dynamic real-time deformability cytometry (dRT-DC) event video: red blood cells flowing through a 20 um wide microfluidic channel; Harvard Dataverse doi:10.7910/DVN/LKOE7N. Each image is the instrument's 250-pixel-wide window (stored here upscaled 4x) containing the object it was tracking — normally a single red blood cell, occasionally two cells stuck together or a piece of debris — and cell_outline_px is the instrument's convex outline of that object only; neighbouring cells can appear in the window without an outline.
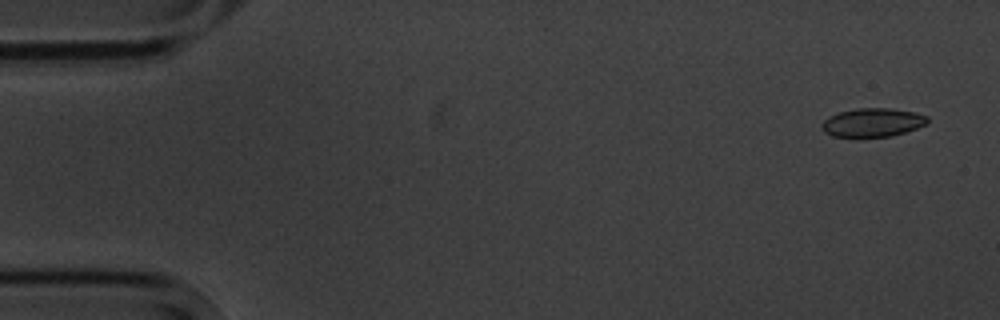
{"species": "common noctule bat (a hibernating species)", "species_latin": "Nyctalus noctula", "temperature_condition": "cold", "stored_images_in_passage": 4, "camera_frame_rate_fps": 3000, "um_per_image_px": 0.085, "animal": {"sex": "male", "body_mass_g": 20.1, "forearm_length_mm": 53.5}, "frame": {"image": 1, "passage_image": 1, "time_ms": 0.0, "image_size_px": [1000, 320], "cell_outline_px": [[928, 124], [892, 136], [860, 140], [832, 136], [824, 132], [820, 128], [820, 124], [828, 116], [840, 112], [856, 108], [888, 108], [916, 112], [928, 116]], "centroid_in_image_um": [74.12, 10.46], "position_along_channel_um": 10.9, "area_um2": 18.5}}
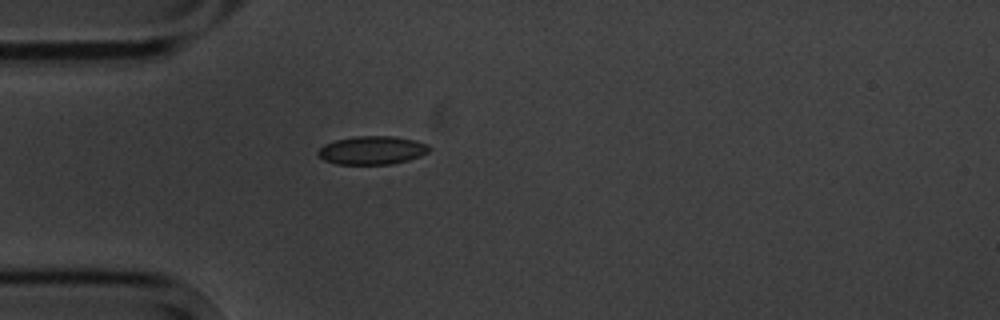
{"frame": {"image": 2, "passage_image": 4, "time_ms": 4.333, "image_size_px": [1000, 320], "cell_outline_px": [[432, 148], [428, 152], [420, 156], [408, 160], [392, 164], [336, 164], [324, 160], [316, 152], [324, 144], [336, 140], [356, 136], [392, 136], [416, 140], [428, 144]], "centroid_in_image_um": [31.65, 12.77], "position_along_channel_um": 53.3, "area_um2": 18.44}}